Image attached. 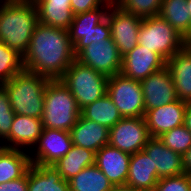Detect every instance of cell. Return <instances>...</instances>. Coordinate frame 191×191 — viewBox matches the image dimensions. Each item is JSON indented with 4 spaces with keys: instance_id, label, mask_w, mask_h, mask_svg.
<instances>
[{
    "instance_id": "obj_1",
    "label": "cell",
    "mask_w": 191,
    "mask_h": 191,
    "mask_svg": "<svg viewBox=\"0 0 191 191\" xmlns=\"http://www.w3.org/2000/svg\"><path fill=\"white\" fill-rule=\"evenodd\" d=\"M75 60L69 32L37 23L23 56L24 69L59 80Z\"/></svg>"
},
{
    "instance_id": "obj_2",
    "label": "cell",
    "mask_w": 191,
    "mask_h": 191,
    "mask_svg": "<svg viewBox=\"0 0 191 191\" xmlns=\"http://www.w3.org/2000/svg\"><path fill=\"white\" fill-rule=\"evenodd\" d=\"M37 23L36 4L5 0L0 6V42L24 56Z\"/></svg>"
},
{
    "instance_id": "obj_3",
    "label": "cell",
    "mask_w": 191,
    "mask_h": 191,
    "mask_svg": "<svg viewBox=\"0 0 191 191\" xmlns=\"http://www.w3.org/2000/svg\"><path fill=\"white\" fill-rule=\"evenodd\" d=\"M49 81L47 77L25 69L7 81L4 88L14 113L41 119L45 88Z\"/></svg>"
},
{
    "instance_id": "obj_4",
    "label": "cell",
    "mask_w": 191,
    "mask_h": 191,
    "mask_svg": "<svg viewBox=\"0 0 191 191\" xmlns=\"http://www.w3.org/2000/svg\"><path fill=\"white\" fill-rule=\"evenodd\" d=\"M80 109L70 90L60 80H50L45 88L43 128L70 132L80 117Z\"/></svg>"
},
{
    "instance_id": "obj_5",
    "label": "cell",
    "mask_w": 191,
    "mask_h": 191,
    "mask_svg": "<svg viewBox=\"0 0 191 191\" xmlns=\"http://www.w3.org/2000/svg\"><path fill=\"white\" fill-rule=\"evenodd\" d=\"M108 78L74 60L59 80L70 90L81 110L107 93Z\"/></svg>"
},
{
    "instance_id": "obj_6",
    "label": "cell",
    "mask_w": 191,
    "mask_h": 191,
    "mask_svg": "<svg viewBox=\"0 0 191 191\" xmlns=\"http://www.w3.org/2000/svg\"><path fill=\"white\" fill-rule=\"evenodd\" d=\"M138 44L167 61L186 44V39L158 15L142 19Z\"/></svg>"
},
{
    "instance_id": "obj_7",
    "label": "cell",
    "mask_w": 191,
    "mask_h": 191,
    "mask_svg": "<svg viewBox=\"0 0 191 191\" xmlns=\"http://www.w3.org/2000/svg\"><path fill=\"white\" fill-rule=\"evenodd\" d=\"M107 94L123 118L144 117L145 105L140 81L121 73L115 74L108 78Z\"/></svg>"
},
{
    "instance_id": "obj_8",
    "label": "cell",
    "mask_w": 191,
    "mask_h": 191,
    "mask_svg": "<svg viewBox=\"0 0 191 191\" xmlns=\"http://www.w3.org/2000/svg\"><path fill=\"white\" fill-rule=\"evenodd\" d=\"M151 138L144 117L122 118L110 128L108 144L132 155L143 150Z\"/></svg>"
},
{
    "instance_id": "obj_9",
    "label": "cell",
    "mask_w": 191,
    "mask_h": 191,
    "mask_svg": "<svg viewBox=\"0 0 191 191\" xmlns=\"http://www.w3.org/2000/svg\"><path fill=\"white\" fill-rule=\"evenodd\" d=\"M75 60L108 77L120 73L122 56L112 38L93 41L83 48Z\"/></svg>"
},
{
    "instance_id": "obj_10",
    "label": "cell",
    "mask_w": 191,
    "mask_h": 191,
    "mask_svg": "<svg viewBox=\"0 0 191 191\" xmlns=\"http://www.w3.org/2000/svg\"><path fill=\"white\" fill-rule=\"evenodd\" d=\"M106 18L110 25L111 38L120 55L127 54L138 44V35L143 18L124 11L115 3L111 5Z\"/></svg>"
},
{
    "instance_id": "obj_11",
    "label": "cell",
    "mask_w": 191,
    "mask_h": 191,
    "mask_svg": "<svg viewBox=\"0 0 191 191\" xmlns=\"http://www.w3.org/2000/svg\"><path fill=\"white\" fill-rule=\"evenodd\" d=\"M72 145L70 132L43 128L37 144L29 152L31 164L53 165Z\"/></svg>"
},
{
    "instance_id": "obj_12",
    "label": "cell",
    "mask_w": 191,
    "mask_h": 191,
    "mask_svg": "<svg viewBox=\"0 0 191 191\" xmlns=\"http://www.w3.org/2000/svg\"><path fill=\"white\" fill-rule=\"evenodd\" d=\"M143 89L145 112L176 101V90L170 70L164 68L140 81Z\"/></svg>"
},
{
    "instance_id": "obj_13",
    "label": "cell",
    "mask_w": 191,
    "mask_h": 191,
    "mask_svg": "<svg viewBox=\"0 0 191 191\" xmlns=\"http://www.w3.org/2000/svg\"><path fill=\"white\" fill-rule=\"evenodd\" d=\"M166 66V61L156 52L137 44L122 56L120 73L133 80L141 81Z\"/></svg>"
},
{
    "instance_id": "obj_14",
    "label": "cell",
    "mask_w": 191,
    "mask_h": 191,
    "mask_svg": "<svg viewBox=\"0 0 191 191\" xmlns=\"http://www.w3.org/2000/svg\"><path fill=\"white\" fill-rule=\"evenodd\" d=\"M187 102L177 99L145 112L144 118L151 137L158 138L165 132L183 125Z\"/></svg>"
},
{
    "instance_id": "obj_15",
    "label": "cell",
    "mask_w": 191,
    "mask_h": 191,
    "mask_svg": "<svg viewBox=\"0 0 191 191\" xmlns=\"http://www.w3.org/2000/svg\"><path fill=\"white\" fill-rule=\"evenodd\" d=\"M42 130V119L15 114L5 145L7 148L30 152L37 144Z\"/></svg>"
},
{
    "instance_id": "obj_16",
    "label": "cell",
    "mask_w": 191,
    "mask_h": 191,
    "mask_svg": "<svg viewBox=\"0 0 191 191\" xmlns=\"http://www.w3.org/2000/svg\"><path fill=\"white\" fill-rule=\"evenodd\" d=\"M111 5L105 4L97 9L74 15L68 32L75 56L90 44L92 29L106 19Z\"/></svg>"
},
{
    "instance_id": "obj_17",
    "label": "cell",
    "mask_w": 191,
    "mask_h": 191,
    "mask_svg": "<svg viewBox=\"0 0 191 191\" xmlns=\"http://www.w3.org/2000/svg\"><path fill=\"white\" fill-rule=\"evenodd\" d=\"M131 155L110 146H103L95 153V165L113 185L126 184Z\"/></svg>"
},
{
    "instance_id": "obj_18",
    "label": "cell",
    "mask_w": 191,
    "mask_h": 191,
    "mask_svg": "<svg viewBox=\"0 0 191 191\" xmlns=\"http://www.w3.org/2000/svg\"><path fill=\"white\" fill-rule=\"evenodd\" d=\"M143 150L156 167L158 178L184 174L182 155L166 147L159 138H151Z\"/></svg>"
},
{
    "instance_id": "obj_19",
    "label": "cell",
    "mask_w": 191,
    "mask_h": 191,
    "mask_svg": "<svg viewBox=\"0 0 191 191\" xmlns=\"http://www.w3.org/2000/svg\"><path fill=\"white\" fill-rule=\"evenodd\" d=\"M173 78L176 97L191 102V48L185 44L166 61Z\"/></svg>"
},
{
    "instance_id": "obj_20",
    "label": "cell",
    "mask_w": 191,
    "mask_h": 191,
    "mask_svg": "<svg viewBox=\"0 0 191 191\" xmlns=\"http://www.w3.org/2000/svg\"><path fill=\"white\" fill-rule=\"evenodd\" d=\"M109 128L81 115L70 130L72 144L97 152L109 142Z\"/></svg>"
},
{
    "instance_id": "obj_21",
    "label": "cell",
    "mask_w": 191,
    "mask_h": 191,
    "mask_svg": "<svg viewBox=\"0 0 191 191\" xmlns=\"http://www.w3.org/2000/svg\"><path fill=\"white\" fill-rule=\"evenodd\" d=\"M159 181L156 167L144 150L132 154L126 184L136 189L152 191Z\"/></svg>"
},
{
    "instance_id": "obj_22",
    "label": "cell",
    "mask_w": 191,
    "mask_h": 191,
    "mask_svg": "<svg viewBox=\"0 0 191 191\" xmlns=\"http://www.w3.org/2000/svg\"><path fill=\"white\" fill-rule=\"evenodd\" d=\"M28 191H70L53 165L31 164L28 168Z\"/></svg>"
},
{
    "instance_id": "obj_23",
    "label": "cell",
    "mask_w": 191,
    "mask_h": 191,
    "mask_svg": "<svg viewBox=\"0 0 191 191\" xmlns=\"http://www.w3.org/2000/svg\"><path fill=\"white\" fill-rule=\"evenodd\" d=\"M95 164V152L72 145L70 150L53 166L65 181H69L87 166Z\"/></svg>"
},
{
    "instance_id": "obj_24",
    "label": "cell",
    "mask_w": 191,
    "mask_h": 191,
    "mask_svg": "<svg viewBox=\"0 0 191 191\" xmlns=\"http://www.w3.org/2000/svg\"><path fill=\"white\" fill-rule=\"evenodd\" d=\"M159 16L185 39L190 36L191 17L187 0H162Z\"/></svg>"
},
{
    "instance_id": "obj_25",
    "label": "cell",
    "mask_w": 191,
    "mask_h": 191,
    "mask_svg": "<svg viewBox=\"0 0 191 191\" xmlns=\"http://www.w3.org/2000/svg\"><path fill=\"white\" fill-rule=\"evenodd\" d=\"M30 165L29 152L6 148L0 154V184L22 177Z\"/></svg>"
},
{
    "instance_id": "obj_26",
    "label": "cell",
    "mask_w": 191,
    "mask_h": 191,
    "mask_svg": "<svg viewBox=\"0 0 191 191\" xmlns=\"http://www.w3.org/2000/svg\"><path fill=\"white\" fill-rule=\"evenodd\" d=\"M80 114L83 118L95 121L109 129L123 118L107 93L82 108Z\"/></svg>"
},
{
    "instance_id": "obj_27",
    "label": "cell",
    "mask_w": 191,
    "mask_h": 191,
    "mask_svg": "<svg viewBox=\"0 0 191 191\" xmlns=\"http://www.w3.org/2000/svg\"><path fill=\"white\" fill-rule=\"evenodd\" d=\"M68 182L70 191H110L113 187L95 164L87 166Z\"/></svg>"
},
{
    "instance_id": "obj_28",
    "label": "cell",
    "mask_w": 191,
    "mask_h": 191,
    "mask_svg": "<svg viewBox=\"0 0 191 191\" xmlns=\"http://www.w3.org/2000/svg\"><path fill=\"white\" fill-rule=\"evenodd\" d=\"M38 22L51 27L69 30L74 18L71 7L36 5Z\"/></svg>"
},
{
    "instance_id": "obj_29",
    "label": "cell",
    "mask_w": 191,
    "mask_h": 191,
    "mask_svg": "<svg viewBox=\"0 0 191 191\" xmlns=\"http://www.w3.org/2000/svg\"><path fill=\"white\" fill-rule=\"evenodd\" d=\"M23 70V56L0 42V77L7 82Z\"/></svg>"
},
{
    "instance_id": "obj_30",
    "label": "cell",
    "mask_w": 191,
    "mask_h": 191,
    "mask_svg": "<svg viewBox=\"0 0 191 191\" xmlns=\"http://www.w3.org/2000/svg\"><path fill=\"white\" fill-rule=\"evenodd\" d=\"M172 151L183 155L191 146V132L184 126H178L158 137Z\"/></svg>"
},
{
    "instance_id": "obj_31",
    "label": "cell",
    "mask_w": 191,
    "mask_h": 191,
    "mask_svg": "<svg viewBox=\"0 0 191 191\" xmlns=\"http://www.w3.org/2000/svg\"><path fill=\"white\" fill-rule=\"evenodd\" d=\"M115 4L128 13L146 18L159 15L162 0H117Z\"/></svg>"
},
{
    "instance_id": "obj_32",
    "label": "cell",
    "mask_w": 191,
    "mask_h": 191,
    "mask_svg": "<svg viewBox=\"0 0 191 191\" xmlns=\"http://www.w3.org/2000/svg\"><path fill=\"white\" fill-rule=\"evenodd\" d=\"M14 116L8 92L3 88L0 90V138L4 141L9 137Z\"/></svg>"
},
{
    "instance_id": "obj_33",
    "label": "cell",
    "mask_w": 191,
    "mask_h": 191,
    "mask_svg": "<svg viewBox=\"0 0 191 191\" xmlns=\"http://www.w3.org/2000/svg\"><path fill=\"white\" fill-rule=\"evenodd\" d=\"M152 191H191V176L184 173L161 178Z\"/></svg>"
},
{
    "instance_id": "obj_34",
    "label": "cell",
    "mask_w": 191,
    "mask_h": 191,
    "mask_svg": "<svg viewBox=\"0 0 191 191\" xmlns=\"http://www.w3.org/2000/svg\"><path fill=\"white\" fill-rule=\"evenodd\" d=\"M105 4H113V2L109 0H71L70 2L74 15L97 9Z\"/></svg>"
},
{
    "instance_id": "obj_35",
    "label": "cell",
    "mask_w": 191,
    "mask_h": 191,
    "mask_svg": "<svg viewBox=\"0 0 191 191\" xmlns=\"http://www.w3.org/2000/svg\"><path fill=\"white\" fill-rule=\"evenodd\" d=\"M0 191H28V170L18 179L1 183Z\"/></svg>"
},
{
    "instance_id": "obj_36",
    "label": "cell",
    "mask_w": 191,
    "mask_h": 191,
    "mask_svg": "<svg viewBox=\"0 0 191 191\" xmlns=\"http://www.w3.org/2000/svg\"><path fill=\"white\" fill-rule=\"evenodd\" d=\"M111 38V29L106 18L104 21L94 27L90 33V44L97 40H107Z\"/></svg>"
},
{
    "instance_id": "obj_37",
    "label": "cell",
    "mask_w": 191,
    "mask_h": 191,
    "mask_svg": "<svg viewBox=\"0 0 191 191\" xmlns=\"http://www.w3.org/2000/svg\"><path fill=\"white\" fill-rule=\"evenodd\" d=\"M36 5H58V6H65L71 7L70 2L71 0H28Z\"/></svg>"
},
{
    "instance_id": "obj_38",
    "label": "cell",
    "mask_w": 191,
    "mask_h": 191,
    "mask_svg": "<svg viewBox=\"0 0 191 191\" xmlns=\"http://www.w3.org/2000/svg\"><path fill=\"white\" fill-rule=\"evenodd\" d=\"M183 160V171L185 174L191 176V146L182 155Z\"/></svg>"
},
{
    "instance_id": "obj_39",
    "label": "cell",
    "mask_w": 191,
    "mask_h": 191,
    "mask_svg": "<svg viewBox=\"0 0 191 191\" xmlns=\"http://www.w3.org/2000/svg\"><path fill=\"white\" fill-rule=\"evenodd\" d=\"M183 125L191 132V102H187Z\"/></svg>"
},
{
    "instance_id": "obj_40",
    "label": "cell",
    "mask_w": 191,
    "mask_h": 191,
    "mask_svg": "<svg viewBox=\"0 0 191 191\" xmlns=\"http://www.w3.org/2000/svg\"><path fill=\"white\" fill-rule=\"evenodd\" d=\"M110 191H144V190L136 189L127 184H123V185H113Z\"/></svg>"
},
{
    "instance_id": "obj_41",
    "label": "cell",
    "mask_w": 191,
    "mask_h": 191,
    "mask_svg": "<svg viewBox=\"0 0 191 191\" xmlns=\"http://www.w3.org/2000/svg\"><path fill=\"white\" fill-rule=\"evenodd\" d=\"M5 141L0 138V154L6 149Z\"/></svg>"
},
{
    "instance_id": "obj_42",
    "label": "cell",
    "mask_w": 191,
    "mask_h": 191,
    "mask_svg": "<svg viewBox=\"0 0 191 191\" xmlns=\"http://www.w3.org/2000/svg\"><path fill=\"white\" fill-rule=\"evenodd\" d=\"M6 81L0 77V90L4 88Z\"/></svg>"
},
{
    "instance_id": "obj_43",
    "label": "cell",
    "mask_w": 191,
    "mask_h": 191,
    "mask_svg": "<svg viewBox=\"0 0 191 191\" xmlns=\"http://www.w3.org/2000/svg\"><path fill=\"white\" fill-rule=\"evenodd\" d=\"M187 7H189V13L191 17V0H187Z\"/></svg>"
},
{
    "instance_id": "obj_44",
    "label": "cell",
    "mask_w": 191,
    "mask_h": 191,
    "mask_svg": "<svg viewBox=\"0 0 191 191\" xmlns=\"http://www.w3.org/2000/svg\"><path fill=\"white\" fill-rule=\"evenodd\" d=\"M186 42H191V34H190V36L186 39Z\"/></svg>"
},
{
    "instance_id": "obj_45",
    "label": "cell",
    "mask_w": 191,
    "mask_h": 191,
    "mask_svg": "<svg viewBox=\"0 0 191 191\" xmlns=\"http://www.w3.org/2000/svg\"><path fill=\"white\" fill-rule=\"evenodd\" d=\"M186 44L191 48V42H186Z\"/></svg>"
},
{
    "instance_id": "obj_46",
    "label": "cell",
    "mask_w": 191,
    "mask_h": 191,
    "mask_svg": "<svg viewBox=\"0 0 191 191\" xmlns=\"http://www.w3.org/2000/svg\"><path fill=\"white\" fill-rule=\"evenodd\" d=\"M5 0H0V6L2 5V2H4Z\"/></svg>"
}]
</instances>
